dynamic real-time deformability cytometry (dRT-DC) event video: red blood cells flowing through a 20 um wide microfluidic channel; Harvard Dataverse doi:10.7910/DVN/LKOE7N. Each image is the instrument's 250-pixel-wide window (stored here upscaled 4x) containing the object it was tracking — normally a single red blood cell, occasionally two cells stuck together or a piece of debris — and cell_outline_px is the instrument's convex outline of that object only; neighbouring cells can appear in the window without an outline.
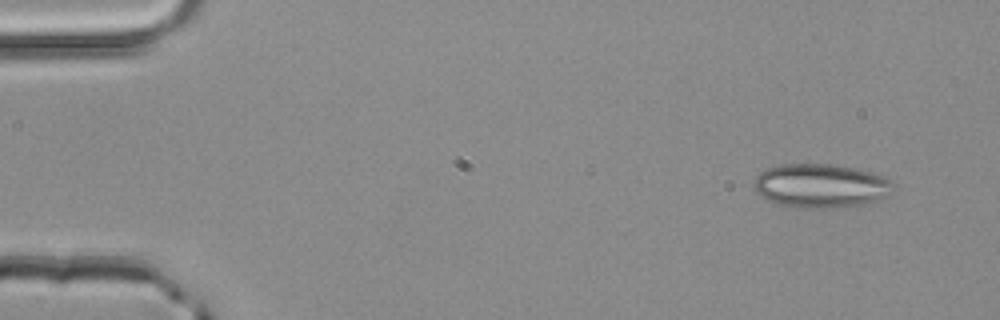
{"species": "common noctule bat (a hibernating species)", "species_latin": "Nyctalus noctula", "temperature_condition": "room temperature", "stored_images_in_passage": 3, "camera_frame_rate_fps": 3000, "um_per_image_px": 0.085, "animal": {"sex": "male", "body_mass_g": 20.4}, "frame": {"image": 1, "passage_image": 1, "time_ms": 0.0, "image_size_px": [1000, 320], "cell_outline_px": [[892, 184], [884, 196], [880, 200], [864, 204], [844, 208], [800, 208], [772, 204], [760, 196], [756, 192], [756, 176], [760, 172], [768, 168], [780, 164], [828, 164], [852, 168], [884, 176]], "centroid_in_image_um": [69.69, 15.82], "position_along_channel_um": 15.3, "area_um2": 35.49}}